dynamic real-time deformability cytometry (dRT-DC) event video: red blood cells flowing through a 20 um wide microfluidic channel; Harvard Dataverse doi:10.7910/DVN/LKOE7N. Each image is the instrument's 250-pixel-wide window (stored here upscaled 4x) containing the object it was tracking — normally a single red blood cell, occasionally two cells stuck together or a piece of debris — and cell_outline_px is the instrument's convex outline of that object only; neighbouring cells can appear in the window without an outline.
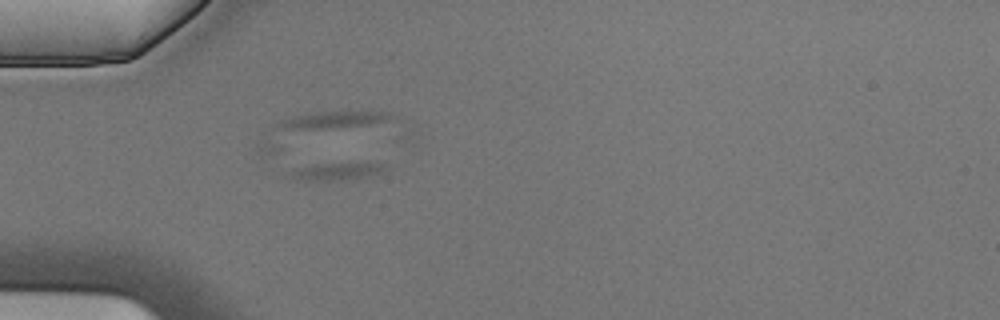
{"species": "Egyptian fruit bat (a non-hibernating species)", "species_latin": "Rousettus aegyptiacus", "temperature_condition": "cold", "stored_images_in_passage": 5, "camera_frame_rate_fps": 3000, "um_per_image_px": 0.085, "animal": {"sex": "male"}, "frame": {"image": 1, "passage_image": 4, "time_ms": 1.0, "image_size_px": [1000, 320], "cell_outline_px": [[392, 164], [388, 168], [380, 172], [364, 176], [344, 180], [300, 180], [284, 176], [292, 168], [316, 164], [368, 160]], "centroid_in_image_um": [28.67, 14.5], "position_along_channel_um": 56.3, "area_um2": 10.58}}